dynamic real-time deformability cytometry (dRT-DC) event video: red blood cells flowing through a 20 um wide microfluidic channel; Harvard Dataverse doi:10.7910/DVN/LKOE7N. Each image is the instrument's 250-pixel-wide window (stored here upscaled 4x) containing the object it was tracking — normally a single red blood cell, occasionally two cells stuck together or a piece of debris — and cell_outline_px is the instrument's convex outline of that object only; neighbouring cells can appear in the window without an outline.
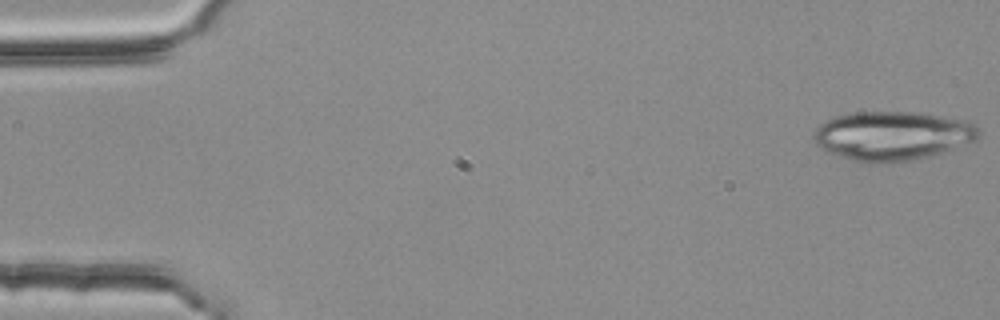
{"species": "common noctule bat (a hibernating species)", "species_latin": "Nyctalus noctula", "temperature_condition": "room temperature", "stored_images_in_passage": 5, "camera_frame_rate_fps": 3000, "um_per_image_px": 0.085, "animal": {"sex": "female", "body_mass_g": 25.1}, "frame": {"image": 1, "passage_image": 1, "time_ms": 0.0, "image_size_px": [1000, 320], "cell_outline_px": [[980, 136], [976, 140], [940, 152], [908, 160], [888, 164], [868, 164], [852, 160], [824, 152], [816, 144], [812, 136], [816, 128], [824, 120], [832, 116], [852, 112], [912, 112], [968, 120], [976, 124], [980, 128]], "centroid_in_image_um": [75.79, 11.54], "position_along_channel_um": 9.2, "area_um2": 47.57}}